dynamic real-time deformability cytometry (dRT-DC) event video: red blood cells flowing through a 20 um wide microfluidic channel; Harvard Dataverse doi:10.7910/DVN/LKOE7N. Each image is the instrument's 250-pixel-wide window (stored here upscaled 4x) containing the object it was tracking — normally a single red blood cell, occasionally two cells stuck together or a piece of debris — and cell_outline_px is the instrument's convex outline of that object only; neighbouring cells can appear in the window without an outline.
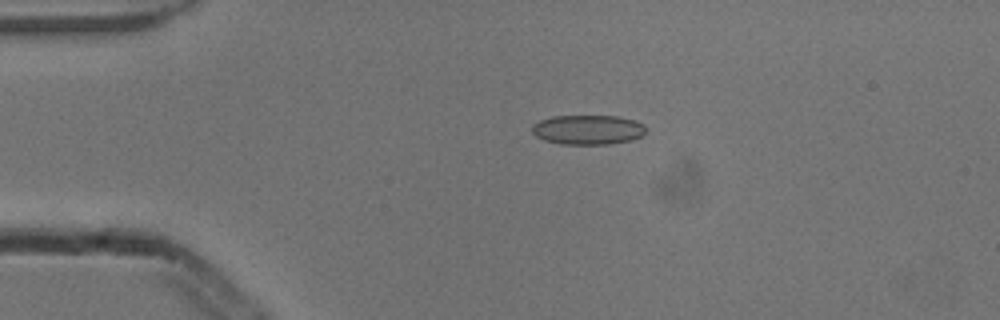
{"species": "common noctule bat (a hibernating species)", "species_latin": "Nyctalus noctula", "temperature_condition": "cold", "stored_images_in_passage": 36, "camera_frame_rate_fps": 3000, "um_per_image_px": 0.085, "animal": {"sex": "male", "body_mass_g": 13.3}, "frame": {"image": 1, "passage_image": 2, "time_ms": 0.333, "image_size_px": [1000, 320], "cell_outline_px": [[644, 132], [640, 136], [632, 140], [608, 144], [560, 144], [544, 140], [536, 136], [532, 132], [532, 124], [540, 120], [552, 116], [616, 116], [636, 120], [644, 124]], "centroid_in_image_um": [49.95, 11.02], "position_along_channel_um": 35.1, "area_um2": 19.65}}
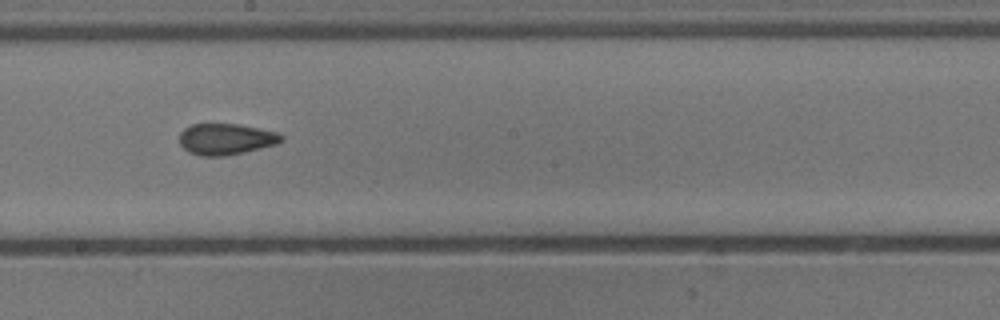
{"frame": {"image": 2, "passage_image": 20, "time_ms": 6.333, "image_size_px": [1000, 320], "cell_outline_px": [[284, 140], [276, 144], [244, 152], [224, 156], [200, 156], [188, 152], [180, 144], [180, 132], [184, 128], [192, 124], [240, 124], [280, 132], [284, 136]], "centroid_in_image_um": [19.23, 11.82], "position_along_channel_um": 229.0, "area_um2": 18.73}}
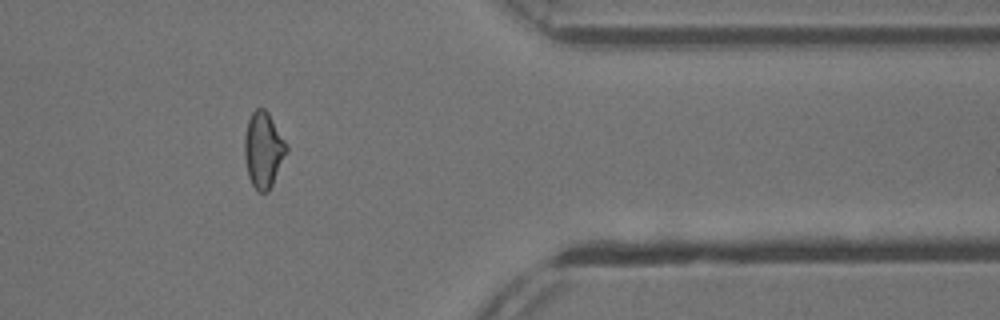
{"frame": {"image": 3, "passage_image": 34, "time_ms": 11.0, "image_size_px": [1000, 320], "cell_outline_px": [[288, 152], [268, 192], [260, 192], [252, 184], [248, 176], [244, 156], [244, 136], [248, 120], [252, 112], [256, 108], [264, 108], [268, 112], [288, 144]], "centroid_in_image_um": [22.4, 12.71], "position_along_channel_um": 389.0, "area_um2": 18.67}, "authors_computed_cell_mechanics": {"area_um2": 18.7272, "velocity_mm_per_s": 3.8675, "shape_relaxation_time_tau1_ms": 7.1346, "shape_relaxation_time_tau2_ms": 2.4874, "deformation_change_tau1": 0.1349, "deformation_change_tau2": 0.0798}}